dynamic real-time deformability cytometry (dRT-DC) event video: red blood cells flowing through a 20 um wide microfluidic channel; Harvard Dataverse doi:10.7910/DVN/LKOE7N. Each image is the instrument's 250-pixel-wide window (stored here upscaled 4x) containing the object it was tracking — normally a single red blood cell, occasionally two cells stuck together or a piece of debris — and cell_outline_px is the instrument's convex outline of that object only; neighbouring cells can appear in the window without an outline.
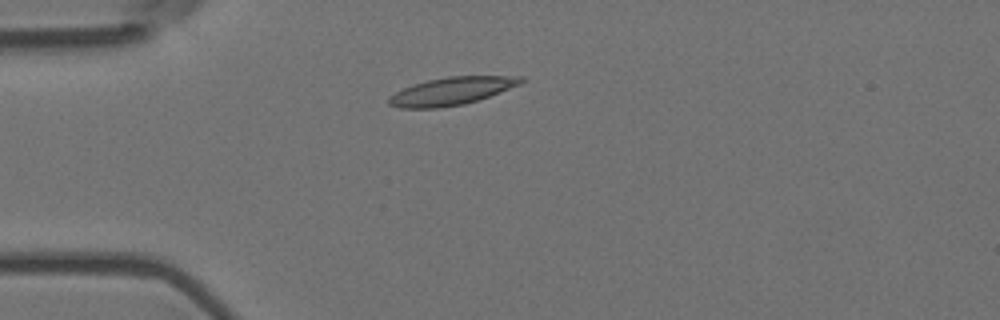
{"species": "Egyptian fruit bat (a non-hibernating species)", "species_latin": "Rousettus aegyptiacus", "temperature_condition": "room temperature", "stored_images_in_passage": 6, "camera_frame_rate_fps": 3000, "um_per_image_px": 0.085, "animal": {"sex": "female"}, "frame": {"image": 1, "passage_image": 3, "time_ms": 0.667, "image_size_px": [1000, 320], "cell_outline_px": [[528, 80], [520, 84], [500, 92], [464, 104], [436, 108], [400, 108], [388, 104], [388, 96], [412, 84], [428, 80], [448, 76], [524, 76]], "centroid_in_image_um": [38.39, 7.73], "position_along_channel_um": 46.6, "area_um2": 21.33}}
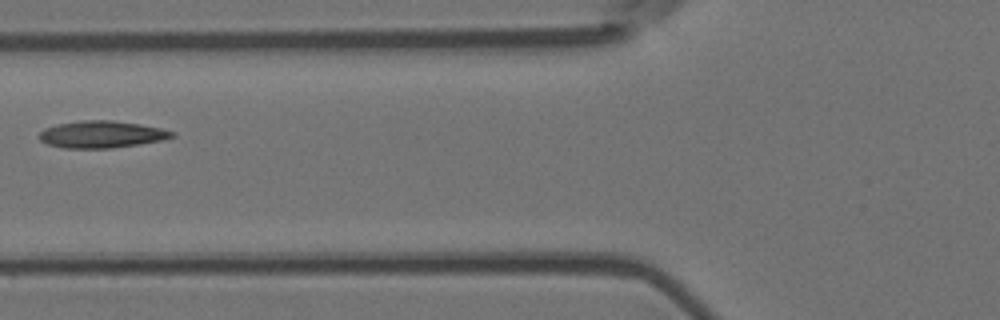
{"frame": {"image": 2, "passage_image": 5, "time_ms": 1.333, "image_size_px": [1000, 320], "cell_outline_px": [[176, 136], [164, 140], [112, 148], [64, 148], [48, 144], [40, 140], [40, 132], [44, 128], [56, 124], [80, 120], [112, 120], [140, 124], [160, 128], [176, 132]], "centroid_in_image_um": [8.66, 11.41], "position_along_channel_um": 117.1, "area_um2": 20.98}}
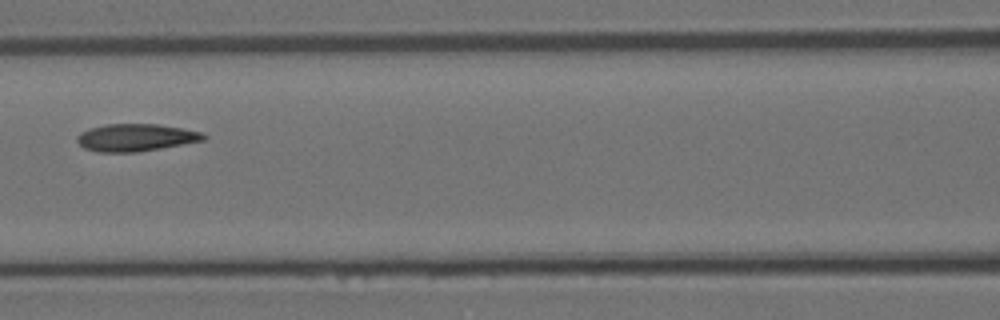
{"frame": {"image": 3, "passage_image": 6, "time_ms": 1.667, "image_size_px": [1000, 320], "cell_outline_px": [[208, 136], [204, 140], [160, 148], [136, 152], [96, 152], [84, 148], [76, 140], [76, 136], [80, 132], [88, 128], [108, 124], [156, 124], [180, 128], [200, 132]], "centroid_in_image_um": [11.48, 11.69], "position_along_channel_um": 155.1, "area_um2": 20.06}}